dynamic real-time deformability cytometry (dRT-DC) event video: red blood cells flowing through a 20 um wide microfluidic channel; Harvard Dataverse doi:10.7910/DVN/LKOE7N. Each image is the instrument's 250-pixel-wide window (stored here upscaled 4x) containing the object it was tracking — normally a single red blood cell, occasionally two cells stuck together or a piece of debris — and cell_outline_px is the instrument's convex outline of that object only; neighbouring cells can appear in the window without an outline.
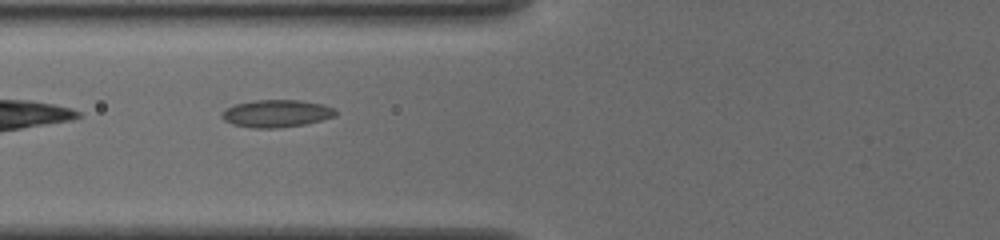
{"species": "common noctule bat (a hibernating species)", "species_latin": "Nyctalus noctula", "temperature_condition": "cold", "stored_images_in_passage": 6, "camera_frame_rate_fps": 3000, "um_per_image_px": 0.085, "animal": {"sex": "female", "body_mass_g": 19.5, "forearm_length_mm": 54.1}, "frame": {"image": 1, "passage_image": 3, "time_ms": 0.667, "image_size_px": [1000, 240], "cell_outline_px": [[336, 116], [304, 124], [280, 128], [252, 128], [232, 124], [224, 120], [220, 116], [224, 108], [236, 104], [256, 100], [300, 100], [320, 104], [336, 108]], "centroid_in_image_um": [23.47, 9.65], "position_along_channel_um": 102.3, "area_um2": 18.21}}